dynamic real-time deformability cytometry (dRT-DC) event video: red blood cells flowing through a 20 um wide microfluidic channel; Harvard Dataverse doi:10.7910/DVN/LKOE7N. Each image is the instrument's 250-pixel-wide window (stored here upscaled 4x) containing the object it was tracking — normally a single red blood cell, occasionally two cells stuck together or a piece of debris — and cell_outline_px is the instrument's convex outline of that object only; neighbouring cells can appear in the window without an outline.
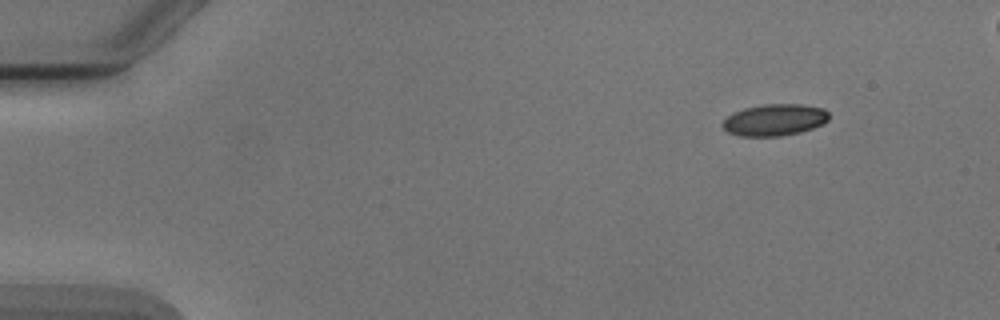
{"species": "Egyptian fruit bat (a non-hibernating species)", "species_latin": "Rousettus aegyptiacus", "temperature_condition": "cold", "stored_images_in_passage": 5, "camera_frame_rate_fps": 3000, "um_per_image_px": 0.085, "animal": {"sex": "male"}, "frame": {"image": 1, "passage_image": 1, "time_ms": 0.0, "image_size_px": [1000, 320], "cell_outline_px": [[828, 120], [824, 124], [800, 132], [780, 136], [740, 136], [728, 132], [720, 124], [732, 112], [744, 108], [764, 104], [804, 104], [824, 108], [828, 112]], "centroid_in_image_um": [65.84, 10.18], "position_along_channel_um": 19.2, "area_um2": 19.77}}